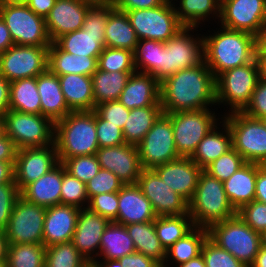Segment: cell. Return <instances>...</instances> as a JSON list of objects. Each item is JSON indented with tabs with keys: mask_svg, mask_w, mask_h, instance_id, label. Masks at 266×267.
<instances>
[{
	"mask_svg": "<svg viewBox=\"0 0 266 267\" xmlns=\"http://www.w3.org/2000/svg\"><path fill=\"white\" fill-rule=\"evenodd\" d=\"M163 113L196 111L216 106V78L203 60L160 82Z\"/></svg>",
	"mask_w": 266,
	"mask_h": 267,
	"instance_id": "cell-1",
	"label": "cell"
},
{
	"mask_svg": "<svg viewBox=\"0 0 266 267\" xmlns=\"http://www.w3.org/2000/svg\"><path fill=\"white\" fill-rule=\"evenodd\" d=\"M207 31L209 32L207 34L203 32L204 61L215 78L229 69L248 64L256 58L254 35L221 25L213 30L214 33Z\"/></svg>",
	"mask_w": 266,
	"mask_h": 267,
	"instance_id": "cell-2",
	"label": "cell"
},
{
	"mask_svg": "<svg viewBox=\"0 0 266 267\" xmlns=\"http://www.w3.org/2000/svg\"><path fill=\"white\" fill-rule=\"evenodd\" d=\"M54 143L59 162L82 155H95L99 149L96 111H72L55 122Z\"/></svg>",
	"mask_w": 266,
	"mask_h": 267,
	"instance_id": "cell-3",
	"label": "cell"
},
{
	"mask_svg": "<svg viewBox=\"0 0 266 267\" xmlns=\"http://www.w3.org/2000/svg\"><path fill=\"white\" fill-rule=\"evenodd\" d=\"M189 215L195 226L205 228L236 215L223 182L204 170L199 175L194 196L189 202Z\"/></svg>",
	"mask_w": 266,
	"mask_h": 267,
	"instance_id": "cell-4",
	"label": "cell"
},
{
	"mask_svg": "<svg viewBox=\"0 0 266 267\" xmlns=\"http://www.w3.org/2000/svg\"><path fill=\"white\" fill-rule=\"evenodd\" d=\"M208 238L245 266L250 267L261 249V234L248 226L237 214L208 228Z\"/></svg>",
	"mask_w": 266,
	"mask_h": 267,
	"instance_id": "cell-5",
	"label": "cell"
},
{
	"mask_svg": "<svg viewBox=\"0 0 266 267\" xmlns=\"http://www.w3.org/2000/svg\"><path fill=\"white\" fill-rule=\"evenodd\" d=\"M260 78L259 65L255 58L252 62L229 69L216 78V106L227 108L224 114L243 111L250 103L252 94ZM226 106V107H224ZM229 107V108H228Z\"/></svg>",
	"mask_w": 266,
	"mask_h": 267,
	"instance_id": "cell-6",
	"label": "cell"
},
{
	"mask_svg": "<svg viewBox=\"0 0 266 267\" xmlns=\"http://www.w3.org/2000/svg\"><path fill=\"white\" fill-rule=\"evenodd\" d=\"M214 110L164 113L171 120L174 142L180 157H191L199 142L222 120L223 115Z\"/></svg>",
	"mask_w": 266,
	"mask_h": 267,
	"instance_id": "cell-7",
	"label": "cell"
},
{
	"mask_svg": "<svg viewBox=\"0 0 266 267\" xmlns=\"http://www.w3.org/2000/svg\"><path fill=\"white\" fill-rule=\"evenodd\" d=\"M195 27H183L164 42L163 67L154 75L161 82L182 69L191 68L204 60L203 34ZM195 32V34H194Z\"/></svg>",
	"mask_w": 266,
	"mask_h": 267,
	"instance_id": "cell-8",
	"label": "cell"
},
{
	"mask_svg": "<svg viewBox=\"0 0 266 267\" xmlns=\"http://www.w3.org/2000/svg\"><path fill=\"white\" fill-rule=\"evenodd\" d=\"M0 17L6 23L14 44L51 45L45 18L35 14L25 3L0 4Z\"/></svg>",
	"mask_w": 266,
	"mask_h": 267,
	"instance_id": "cell-9",
	"label": "cell"
},
{
	"mask_svg": "<svg viewBox=\"0 0 266 267\" xmlns=\"http://www.w3.org/2000/svg\"><path fill=\"white\" fill-rule=\"evenodd\" d=\"M5 134L17 149L54 144L55 123L42 115L8 110L4 114Z\"/></svg>",
	"mask_w": 266,
	"mask_h": 267,
	"instance_id": "cell-10",
	"label": "cell"
},
{
	"mask_svg": "<svg viewBox=\"0 0 266 267\" xmlns=\"http://www.w3.org/2000/svg\"><path fill=\"white\" fill-rule=\"evenodd\" d=\"M222 119L231 131L233 148L246 162L260 164L266 159V128L260 119L242 111L224 114Z\"/></svg>",
	"mask_w": 266,
	"mask_h": 267,
	"instance_id": "cell-11",
	"label": "cell"
},
{
	"mask_svg": "<svg viewBox=\"0 0 266 267\" xmlns=\"http://www.w3.org/2000/svg\"><path fill=\"white\" fill-rule=\"evenodd\" d=\"M126 14L139 40L166 42L183 28L169 0L158 7L130 10Z\"/></svg>",
	"mask_w": 266,
	"mask_h": 267,
	"instance_id": "cell-12",
	"label": "cell"
},
{
	"mask_svg": "<svg viewBox=\"0 0 266 267\" xmlns=\"http://www.w3.org/2000/svg\"><path fill=\"white\" fill-rule=\"evenodd\" d=\"M49 47L14 44L0 53V74L10 82L37 77L48 69Z\"/></svg>",
	"mask_w": 266,
	"mask_h": 267,
	"instance_id": "cell-13",
	"label": "cell"
},
{
	"mask_svg": "<svg viewBox=\"0 0 266 267\" xmlns=\"http://www.w3.org/2000/svg\"><path fill=\"white\" fill-rule=\"evenodd\" d=\"M46 211V207L30 203L19 196L4 229L8 244H43Z\"/></svg>",
	"mask_w": 266,
	"mask_h": 267,
	"instance_id": "cell-14",
	"label": "cell"
},
{
	"mask_svg": "<svg viewBox=\"0 0 266 267\" xmlns=\"http://www.w3.org/2000/svg\"><path fill=\"white\" fill-rule=\"evenodd\" d=\"M137 147L143 169H153L180 158L174 142L171 120L164 113L153 124Z\"/></svg>",
	"mask_w": 266,
	"mask_h": 267,
	"instance_id": "cell-15",
	"label": "cell"
},
{
	"mask_svg": "<svg viewBox=\"0 0 266 267\" xmlns=\"http://www.w3.org/2000/svg\"><path fill=\"white\" fill-rule=\"evenodd\" d=\"M219 24L256 36L266 25V0H221Z\"/></svg>",
	"mask_w": 266,
	"mask_h": 267,
	"instance_id": "cell-16",
	"label": "cell"
},
{
	"mask_svg": "<svg viewBox=\"0 0 266 267\" xmlns=\"http://www.w3.org/2000/svg\"><path fill=\"white\" fill-rule=\"evenodd\" d=\"M136 184L151 202L157 216H178L189 213V203L167 186L153 169H142Z\"/></svg>",
	"mask_w": 266,
	"mask_h": 267,
	"instance_id": "cell-17",
	"label": "cell"
},
{
	"mask_svg": "<svg viewBox=\"0 0 266 267\" xmlns=\"http://www.w3.org/2000/svg\"><path fill=\"white\" fill-rule=\"evenodd\" d=\"M58 163L55 143L46 147L18 149L14 163V181L19 192Z\"/></svg>",
	"mask_w": 266,
	"mask_h": 267,
	"instance_id": "cell-18",
	"label": "cell"
},
{
	"mask_svg": "<svg viewBox=\"0 0 266 267\" xmlns=\"http://www.w3.org/2000/svg\"><path fill=\"white\" fill-rule=\"evenodd\" d=\"M95 155L100 168L114 173L124 185L137 183L143 168L136 145L99 147Z\"/></svg>",
	"mask_w": 266,
	"mask_h": 267,
	"instance_id": "cell-19",
	"label": "cell"
},
{
	"mask_svg": "<svg viewBox=\"0 0 266 267\" xmlns=\"http://www.w3.org/2000/svg\"><path fill=\"white\" fill-rule=\"evenodd\" d=\"M153 170L166 182L167 186L188 203L194 196L199 175L203 171L190 157H180L156 166Z\"/></svg>",
	"mask_w": 266,
	"mask_h": 267,
	"instance_id": "cell-20",
	"label": "cell"
},
{
	"mask_svg": "<svg viewBox=\"0 0 266 267\" xmlns=\"http://www.w3.org/2000/svg\"><path fill=\"white\" fill-rule=\"evenodd\" d=\"M109 223L88 207L80 209L72 242L89 263L98 257L100 240Z\"/></svg>",
	"mask_w": 266,
	"mask_h": 267,
	"instance_id": "cell-21",
	"label": "cell"
},
{
	"mask_svg": "<svg viewBox=\"0 0 266 267\" xmlns=\"http://www.w3.org/2000/svg\"><path fill=\"white\" fill-rule=\"evenodd\" d=\"M90 5L78 0H56L45 18L48 35L52 42L59 37L82 29Z\"/></svg>",
	"mask_w": 266,
	"mask_h": 267,
	"instance_id": "cell-22",
	"label": "cell"
},
{
	"mask_svg": "<svg viewBox=\"0 0 266 267\" xmlns=\"http://www.w3.org/2000/svg\"><path fill=\"white\" fill-rule=\"evenodd\" d=\"M79 212V208L71 205L48 207L44 219L43 245L49 247L72 241Z\"/></svg>",
	"mask_w": 266,
	"mask_h": 267,
	"instance_id": "cell-23",
	"label": "cell"
},
{
	"mask_svg": "<svg viewBox=\"0 0 266 267\" xmlns=\"http://www.w3.org/2000/svg\"><path fill=\"white\" fill-rule=\"evenodd\" d=\"M157 218L151 202L137 184L123 185L118 191V214L116 223L121 225L144 223Z\"/></svg>",
	"mask_w": 266,
	"mask_h": 267,
	"instance_id": "cell-24",
	"label": "cell"
},
{
	"mask_svg": "<svg viewBox=\"0 0 266 267\" xmlns=\"http://www.w3.org/2000/svg\"><path fill=\"white\" fill-rule=\"evenodd\" d=\"M119 102L127 109L161 106L160 82L151 74L134 72L127 80Z\"/></svg>",
	"mask_w": 266,
	"mask_h": 267,
	"instance_id": "cell-25",
	"label": "cell"
},
{
	"mask_svg": "<svg viewBox=\"0 0 266 267\" xmlns=\"http://www.w3.org/2000/svg\"><path fill=\"white\" fill-rule=\"evenodd\" d=\"M62 180L63 163L59 162L45 175L28 184L20 192V196L30 203L46 208L61 204Z\"/></svg>",
	"mask_w": 266,
	"mask_h": 267,
	"instance_id": "cell-26",
	"label": "cell"
},
{
	"mask_svg": "<svg viewBox=\"0 0 266 267\" xmlns=\"http://www.w3.org/2000/svg\"><path fill=\"white\" fill-rule=\"evenodd\" d=\"M37 88L41 101V115L54 123L72 112L61 90L58 75L48 69L37 76Z\"/></svg>",
	"mask_w": 266,
	"mask_h": 267,
	"instance_id": "cell-27",
	"label": "cell"
},
{
	"mask_svg": "<svg viewBox=\"0 0 266 267\" xmlns=\"http://www.w3.org/2000/svg\"><path fill=\"white\" fill-rule=\"evenodd\" d=\"M260 168L258 163L246 162L223 182L226 196L235 211L254 201L257 171Z\"/></svg>",
	"mask_w": 266,
	"mask_h": 267,
	"instance_id": "cell-28",
	"label": "cell"
},
{
	"mask_svg": "<svg viewBox=\"0 0 266 267\" xmlns=\"http://www.w3.org/2000/svg\"><path fill=\"white\" fill-rule=\"evenodd\" d=\"M232 148L231 131L227 123L222 119L199 142L190 158L204 170L209 164Z\"/></svg>",
	"mask_w": 266,
	"mask_h": 267,
	"instance_id": "cell-29",
	"label": "cell"
},
{
	"mask_svg": "<svg viewBox=\"0 0 266 267\" xmlns=\"http://www.w3.org/2000/svg\"><path fill=\"white\" fill-rule=\"evenodd\" d=\"M98 57L73 55L62 51L54 42L48 49V70L56 75L70 73L92 76L98 66Z\"/></svg>",
	"mask_w": 266,
	"mask_h": 267,
	"instance_id": "cell-30",
	"label": "cell"
},
{
	"mask_svg": "<svg viewBox=\"0 0 266 267\" xmlns=\"http://www.w3.org/2000/svg\"><path fill=\"white\" fill-rule=\"evenodd\" d=\"M172 2L177 18L183 27H199L200 29L206 25V22L211 23L210 19L215 23H218L217 19L219 21L221 0H173Z\"/></svg>",
	"mask_w": 266,
	"mask_h": 267,
	"instance_id": "cell-31",
	"label": "cell"
},
{
	"mask_svg": "<svg viewBox=\"0 0 266 267\" xmlns=\"http://www.w3.org/2000/svg\"><path fill=\"white\" fill-rule=\"evenodd\" d=\"M61 90L72 111H93L92 77L80 74L58 75Z\"/></svg>",
	"mask_w": 266,
	"mask_h": 267,
	"instance_id": "cell-32",
	"label": "cell"
},
{
	"mask_svg": "<svg viewBox=\"0 0 266 267\" xmlns=\"http://www.w3.org/2000/svg\"><path fill=\"white\" fill-rule=\"evenodd\" d=\"M105 47L135 51L139 39L125 12L114 8L105 28Z\"/></svg>",
	"mask_w": 266,
	"mask_h": 267,
	"instance_id": "cell-33",
	"label": "cell"
},
{
	"mask_svg": "<svg viewBox=\"0 0 266 267\" xmlns=\"http://www.w3.org/2000/svg\"><path fill=\"white\" fill-rule=\"evenodd\" d=\"M207 238V228L195 226L188 234L166 250L165 260L161 267H170L171 265L177 267L196 258L201 254L202 246Z\"/></svg>",
	"mask_w": 266,
	"mask_h": 267,
	"instance_id": "cell-34",
	"label": "cell"
},
{
	"mask_svg": "<svg viewBox=\"0 0 266 267\" xmlns=\"http://www.w3.org/2000/svg\"><path fill=\"white\" fill-rule=\"evenodd\" d=\"M136 251L125 225L110 222L102 234L100 250L95 260H118Z\"/></svg>",
	"mask_w": 266,
	"mask_h": 267,
	"instance_id": "cell-35",
	"label": "cell"
},
{
	"mask_svg": "<svg viewBox=\"0 0 266 267\" xmlns=\"http://www.w3.org/2000/svg\"><path fill=\"white\" fill-rule=\"evenodd\" d=\"M105 33L78 29L59 37L54 43L62 50L75 55L99 57L105 47Z\"/></svg>",
	"mask_w": 266,
	"mask_h": 267,
	"instance_id": "cell-36",
	"label": "cell"
},
{
	"mask_svg": "<svg viewBox=\"0 0 266 267\" xmlns=\"http://www.w3.org/2000/svg\"><path fill=\"white\" fill-rule=\"evenodd\" d=\"M125 227L129 236L133 239L136 251L153 258L162 266L166 250L157 237L154 221L127 224Z\"/></svg>",
	"mask_w": 266,
	"mask_h": 267,
	"instance_id": "cell-37",
	"label": "cell"
},
{
	"mask_svg": "<svg viewBox=\"0 0 266 267\" xmlns=\"http://www.w3.org/2000/svg\"><path fill=\"white\" fill-rule=\"evenodd\" d=\"M9 110L41 115L37 77L24 78L10 83Z\"/></svg>",
	"mask_w": 266,
	"mask_h": 267,
	"instance_id": "cell-38",
	"label": "cell"
},
{
	"mask_svg": "<svg viewBox=\"0 0 266 267\" xmlns=\"http://www.w3.org/2000/svg\"><path fill=\"white\" fill-rule=\"evenodd\" d=\"M162 114L161 106H146L130 110L122 130L125 143L137 146Z\"/></svg>",
	"mask_w": 266,
	"mask_h": 267,
	"instance_id": "cell-39",
	"label": "cell"
},
{
	"mask_svg": "<svg viewBox=\"0 0 266 267\" xmlns=\"http://www.w3.org/2000/svg\"><path fill=\"white\" fill-rule=\"evenodd\" d=\"M132 73L134 72H107L97 68L91 76L94 110L98 104L118 100Z\"/></svg>",
	"mask_w": 266,
	"mask_h": 267,
	"instance_id": "cell-40",
	"label": "cell"
},
{
	"mask_svg": "<svg viewBox=\"0 0 266 267\" xmlns=\"http://www.w3.org/2000/svg\"><path fill=\"white\" fill-rule=\"evenodd\" d=\"M154 227L161 245L167 250L188 234L195 225L188 213L178 216H157L154 220Z\"/></svg>",
	"mask_w": 266,
	"mask_h": 267,
	"instance_id": "cell-41",
	"label": "cell"
},
{
	"mask_svg": "<svg viewBox=\"0 0 266 267\" xmlns=\"http://www.w3.org/2000/svg\"><path fill=\"white\" fill-rule=\"evenodd\" d=\"M164 42L157 40H139L134 51V63L137 72L155 75L163 67Z\"/></svg>",
	"mask_w": 266,
	"mask_h": 267,
	"instance_id": "cell-42",
	"label": "cell"
},
{
	"mask_svg": "<svg viewBox=\"0 0 266 267\" xmlns=\"http://www.w3.org/2000/svg\"><path fill=\"white\" fill-rule=\"evenodd\" d=\"M45 253L43 244H9L7 267H45Z\"/></svg>",
	"mask_w": 266,
	"mask_h": 267,
	"instance_id": "cell-43",
	"label": "cell"
},
{
	"mask_svg": "<svg viewBox=\"0 0 266 267\" xmlns=\"http://www.w3.org/2000/svg\"><path fill=\"white\" fill-rule=\"evenodd\" d=\"M89 264L72 241L46 247L45 267H87Z\"/></svg>",
	"mask_w": 266,
	"mask_h": 267,
	"instance_id": "cell-44",
	"label": "cell"
},
{
	"mask_svg": "<svg viewBox=\"0 0 266 267\" xmlns=\"http://www.w3.org/2000/svg\"><path fill=\"white\" fill-rule=\"evenodd\" d=\"M98 69L107 72H136L134 52L104 47L97 61Z\"/></svg>",
	"mask_w": 266,
	"mask_h": 267,
	"instance_id": "cell-45",
	"label": "cell"
},
{
	"mask_svg": "<svg viewBox=\"0 0 266 267\" xmlns=\"http://www.w3.org/2000/svg\"><path fill=\"white\" fill-rule=\"evenodd\" d=\"M61 204L71 205L79 209L87 208L89 204L86 184L67 172L64 164L61 185Z\"/></svg>",
	"mask_w": 266,
	"mask_h": 267,
	"instance_id": "cell-46",
	"label": "cell"
},
{
	"mask_svg": "<svg viewBox=\"0 0 266 267\" xmlns=\"http://www.w3.org/2000/svg\"><path fill=\"white\" fill-rule=\"evenodd\" d=\"M245 163L246 161L244 158L232 148L209 164L204 171L210 176L217 178L219 181L224 182Z\"/></svg>",
	"mask_w": 266,
	"mask_h": 267,
	"instance_id": "cell-47",
	"label": "cell"
},
{
	"mask_svg": "<svg viewBox=\"0 0 266 267\" xmlns=\"http://www.w3.org/2000/svg\"><path fill=\"white\" fill-rule=\"evenodd\" d=\"M63 164L67 172L85 184L101 169L96 155H82L67 158Z\"/></svg>",
	"mask_w": 266,
	"mask_h": 267,
	"instance_id": "cell-48",
	"label": "cell"
},
{
	"mask_svg": "<svg viewBox=\"0 0 266 267\" xmlns=\"http://www.w3.org/2000/svg\"><path fill=\"white\" fill-rule=\"evenodd\" d=\"M201 254L206 267H247L229 252L217 246L209 238L204 242Z\"/></svg>",
	"mask_w": 266,
	"mask_h": 267,
	"instance_id": "cell-49",
	"label": "cell"
},
{
	"mask_svg": "<svg viewBox=\"0 0 266 267\" xmlns=\"http://www.w3.org/2000/svg\"><path fill=\"white\" fill-rule=\"evenodd\" d=\"M124 184L109 170L100 169L99 172L86 183V192L89 200L101 193H113L120 191Z\"/></svg>",
	"mask_w": 266,
	"mask_h": 267,
	"instance_id": "cell-50",
	"label": "cell"
},
{
	"mask_svg": "<svg viewBox=\"0 0 266 267\" xmlns=\"http://www.w3.org/2000/svg\"><path fill=\"white\" fill-rule=\"evenodd\" d=\"M236 214L256 232L266 231V204L254 200L242 206Z\"/></svg>",
	"mask_w": 266,
	"mask_h": 267,
	"instance_id": "cell-51",
	"label": "cell"
},
{
	"mask_svg": "<svg viewBox=\"0 0 266 267\" xmlns=\"http://www.w3.org/2000/svg\"><path fill=\"white\" fill-rule=\"evenodd\" d=\"M88 208L110 222L116 223L118 214V192L101 193L93 196L89 200Z\"/></svg>",
	"mask_w": 266,
	"mask_h": 267,
	"instance_id": "cell-52",
	"label": "cell"
},
{
	"mask_svg": "<svg viewBox=\"0 0 266 267\" xmlns=\"http://www.w3.org/2000/svg\"><path fill=\"white\" fill-rule=\"evenodd\" d=\"M96 132L99 147H114L125 143L122 129L104 120L97 112Z\"/></svg>",
	"mask_w": 266,
	"mask_h": 267,
	"instance_id": "cell-53",
	"label": "cell"
},
{
	"mask_svg": "<svg viewBox=\"0 0 266 267\" xmlns=\"http://www.w3.org/2000/svg\"><path fill=\"white\" fill-rule=\"evenodd\" d=\"M114 8V2L101 6H90L85 15L82 29L93 33H105L109 14Z\"/></svg>",
	"mask_w": 266,
	"mask_h": 267,
	"instance_id": "cell-54",
	"label": "cell"
},
{
	"mask_svg": "<svg viewBox=\"0 0 266 267\" xmlns=\"http://www.w3.org/2000/svg\"><path fill=\"white\" fill-rule=\"evenodd\" d=\"M20 196V192L15 183H5L0 185V229H5L8 225L14 205Z\"/></svg>",
	"mask_w": 266,
	"mask_h": 267,
	"instance_id": "cell-55",
	"label": "cell"
},
{
	"mask_svg": "<svg viewBox=\"0 0 266 267\" xmlns=\"http://www.w3.org/2000/svg\"><path fill=\"white\" fill-rule=\"evenodd\" d=\"M95 111L111 124L123 130L125 122L129 116L130 109H127L119 100L107 101L96 105Z\"/></svg>",
	"mask_w": 266,
	"mask_h": 267,
	"instance_id": "cell-56",
	"label": "cell"
},
{
	"mask_svg": "<svg viewBox=\"0 0 266 267\" xmlns=\"http://www.w3.org/2000/svg\"><path fill=\"white\" fill-rule=\"evenodd\" d=\"M242 112L256 119L266 116V80L259 78L250 103Z\"/></svg>",
	"mask_w": 266,
	"mask_h": 267,
	"instance_id": "cell-57",
	"label": "cell"
},
{
	"mask_svg": "<svg viewBox=\"0 0 266 267\" xmlns=\"http://www.w3.org/2000/svg\"><path fill=\"white\" fill-rule=\"evenodd\" d=\"M167 0H114L115 8L122 12L149 9L164 4Z\"/></svg>",
	"mask_w": 266,
	"mask_h": 267,
	"instance_id": "cell-58",
	"label": "cell"
},
{
	"mask_svg": "<svg viewBox=\"0 0 266 267\" xmlns=\"http://www.w3.org/2000/svg\"><path fill=\"white\" fill-rule=\"evenodd\" d=\"M122 267H161L153 258L137 251L118 259Z\"/></svg>",
	"mask_w": 266,
	"mask_h": 267,
	"instance_id": "cell-59",
	"label": "cell"
},
{
	"mask_svg": "<svg viewBox=\"0 0 266 267\" xmlns=\"http://www.w3.org/2000/svg\"><path fill=\"white\" fill-rule=\"evenodd\" d=\"M17 150L10 137L6 134L0 137V161H15Z\"/></svg>",
	"mask_w": 266,
	"mask_h": 267,
	"instance_id": "cell-60",
	"label": "cell"
},
{
	"mask_svg": "<svg viewBox=\"0 0 266 267\" xmlns=\"http://www.w3.org/2000/svg\"><path fill=\"white\" fill-rule=\"evenodd\" d=\"M56 0H26L24 3L37 15L46 18Z\"/></svg>",
	"mask_w": 266,
	"mask_h": 267,
	"instance_id": "cell-61",
	"label": "cell"
},
{
	"mask_svg": "<svg viewBox=\"0 0 266 267\" xmlns=\"http://www.w3.org/2000/svg\"><path fill=\"white\" fill-rule=\"evenodd\" d=\"M10 81L0 74V114L9 110Z\"/></svg>",
	"mask_w": 266,
	"mask_h": 267,
	"instance_id": "cell-62",
	"label": "cell"
},
{
	"mask_svg": "<svg viewBox=\"0 0 266 267\" xmlns=\"http://www.w3.org/2000/svg\"><path fill=\"white\" fill-rule=\"evenodd\" d=\"M254 200L266 204V171L262 168L257 171Z\"/></svg>",
	"mask_w": 266,
	"mask_h": 267,
	"instance_id": "cell-63",
	"label": "cell"
},
{
	"mask_svg": "<svg viewBox=\"0 0 266 267\" xmlns=\"http://www.w3.org/2000/svg\"><path fill=\"white\" fill-rule=\"evenodd\" d=\"M14 163L15 161H0V185L5 183H15Z\"/></svg>",
	"mask_w": 266,
	"mask_h": 267,
	"instance_id": "cell-64",
	"label": "cell"
},
{
	"mask_svg": "<svg viewBox=\"0 0 266 267\" xmlns=\"http://www.w3.org/2000/svg\"><path fill=\"white\" fill-rule=\"evenodd\" d=\"M14 45L10 32L4 20L0 17V53Z\"/></svg>",
	"mask_w": 266,
	"mask_h": 267,
	"instance_id": "cell-65",
	"label": "cell"
},
{
	"mask_svg": "<svg viewBox=\"0 0 266 267\" xmlns=\"http://www.w3.org/2000/svg\"><path fill=\"white\" fill-rule=\"evenodd\" d=\"M256 54H266V25L255 36Z\"/></svg>",
	"mask_w": 266,
	"mask_h": 267,
	"instance_id": "cell-66",
	"label": "cell"
},
{
	"mask_svg": "<svg viewBox=\"0 0 266 267\" xmlns=\"http://www.w3.org/2000/svg\"><path fill=\"white\" fill-rule=\"evenodd\" d=\"M8 239L5 231L0 229V261L7 260Z\"/></svg>",
	"mask_w": 266,
	"mask_h": 267,
	"instance_id": "cell-67",
	"label": "cell"
},
{
	"mask_svg": "<svg viewBox=\"0 0 266 267\" xmlns=\"http://www.w3.org/2000/svg\"><path fill=\"white\" fill-rule=\"evenodd\" d=\"M250 267H266V248L261 246L254 263Z\"/></svg>",
	"mask_w": 266,
	"mask_h": 267,
	"instance_id": "cell-68",
	"label": "cell"
},
{
	"mask_svg": "<svg viewBox=\"0 0 266 267\" xmlns=\"http://www.w3.org/2000/svg\"><path fill=\"white\" fill-rule=\"evenodd\" d=\"M177 267H206V265L202 254H200L196 258L184 262Z\"/></svg>",
	"mask_w": 266,
	"mask_h": 267,
	"instance_id": "cell-69",
	"label": "cell"
},
{
	"mask_svg": "<svg viewBox=\"0 0 266 267\" xmlns=\"http://www.w3.org/2000/svg\"><path fill=\"white\" fill-rule=\"evenodd\" d=\"M260 78L266 80V54H256Z\"/></svg>",
	"mask_w": 266,
	"mask_h": 267,
	"instance_id": "cell-70",
	"label": "cell"
},
{
	"mask_svg": "<svg viewBox=\"0 0 266 267\" xmlns=\"http://www.w3.org/2000/svg\"><path fill=\"white\" fill-rule=\"evenodd\" d=\"M91 264L98 267H122L118 260H94Z\"/></svg>",
	"mask_w": 266,
	"mask_h": 267,
	"instance_id": "cell-71",
	"label": "cell"
},
{
	"mask_svg": "<svg viewBox=\"0 0 266 267\" xmlns=\"http://www.w3.org/2000/svg\"><path fill=\"white\" fill-rule=\"evenodd\" d=\"M78 1L88 4L90 6H101V5H107V4L114 2V0H78Z\"/></svg>",
	"mask_w": 266,
	"mask_h": 267,
	"instance_id": "cell-72",
	"label": "cell"
},
{
	"mask_svg": "<svg viewBox=\"0 0 266 267\" xmlns=\"http://www.w3.org/2000/svg\"><path fill=\"white\" fill-rule=\"evenodd\" d=\"M5 134V118L4 114H0V137Z\"/></svg>",
	"mask_w": 266,
	"mask_h": 267,
	"instance_id": "cell-73",
	"label": "cell"
},
{
	"mask_svg": "<svg viewBox=\"0 0 266 267\" xmlns=\"http://www.w3.org/2000/svg\"><path fill=\"white\" fill-rule=\"evenodd\" d=\"M26 0H0V4L5 3H24Z\"/></svg>",
	"mask_w": 266,
	"mask_h": 267,
	"instance_id": "cell-74",
	"label": "cell"
},
{
	"mask_svg": "<svg viewBox=\"0 0 266 267\" xmlns=\"http://www.w3.org/2000/svg\"><path fill=\"white\" fill-rule=\"evenodd\" d=\"M262 247L266 248V231L261 234Z\"/></svg>",
	"mask_w": 266,
	"mask_h": 267,
	"instance_id": "cell-75",
	"label": "cell"
},
{
	"mask_svg": "<svg viewBox=\"0 0 266 267\" xmlns=\"http://www.w3.org/2000/svg\"><path fill=\"white\" fill-rule=\"evenodd\" d=\"M0 267H7V260H1Z\"/></svg>",
	"mask_w": 266,
	"mask_h": 267,
	"instance_id": "cell-76",
	"label": "cell"
},
{
	"mask_svg": "<svg viewBox=\"0 0 266 267\" xmlns=\"http://www.w3.org/2000/svg\"><path fill=\"white\" fill-rule=\"evenodd\" d=\"M260 165H261V168L264 169V170L266 171V159L263 160V161L260 163Z\"/></svg>",
	"mask_w": 266,
	"mask_h": 267,
	"instance_id": "cell-77",
	"label": "cell"
},
{
	"mask_svg": "<svg viewBox=\"0 0 266 267\" xmlns=\"http://www.w3.org/2000/svg\"><path fill=\"white\" fill-rule=\"evenodd\" d=\"M266 128V116L260 119Z\"/></svg>",
	"mask_w": 266,
	"mask_h": 267,
	"instance_id": "cell-78",
	"label": "cell"
},
{
	"mask_svg": "<svg viewBox=\"0 0 266 267\" xmlns=\"http://www.w3.org/2000/svg\"><path fill=\"white\" fill-rule=\"evenodd\" d=\"M87 267H98V266L90 263Z\"/></svg>",
	"mask_w": 266,
	"mask_h": 267,
	"instance_id": "cell-79",
	"label": "cell"
}]
</instances>
